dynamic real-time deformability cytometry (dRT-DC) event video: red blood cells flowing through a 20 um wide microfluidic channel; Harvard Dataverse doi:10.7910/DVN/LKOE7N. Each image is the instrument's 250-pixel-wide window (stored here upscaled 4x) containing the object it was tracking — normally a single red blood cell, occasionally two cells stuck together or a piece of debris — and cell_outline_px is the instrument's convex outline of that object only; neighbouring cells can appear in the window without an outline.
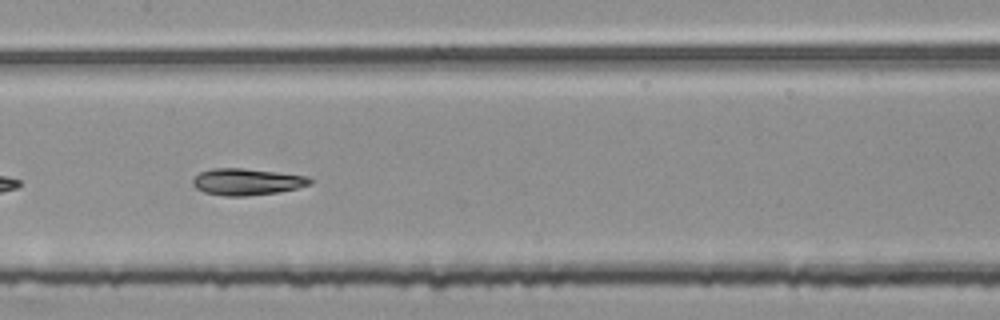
{"species": "common noctule bat (a hibernating species)", "species_latin": "Nyctalus noctula", "temperature_condition": "room temperature", "stored_images_in_passage": 36, "camera_frame_rate_fps": 3000, "um_per_image_px": 0.085, "animal": {"sex": "female", "body_mass_g": 25.1}, "frame": {"image": 1, "passage_image": 11, "time_ms": 3.333, "image_size_px": [1000, 320], "cell_outline_px": [[312, 184], [296, 188], [276, 192], [244, 196], [224, 196], [204, 192], [196, 188], [192, 184], [192, 180], [200, 172], [212, 168], [240, 168], [276, 172], [308, 176], [312, 180]], "centroid_in_image_um": [20.96, 15.45], "position_along_channel_um": 186.4, "area_um2": 18.03}}
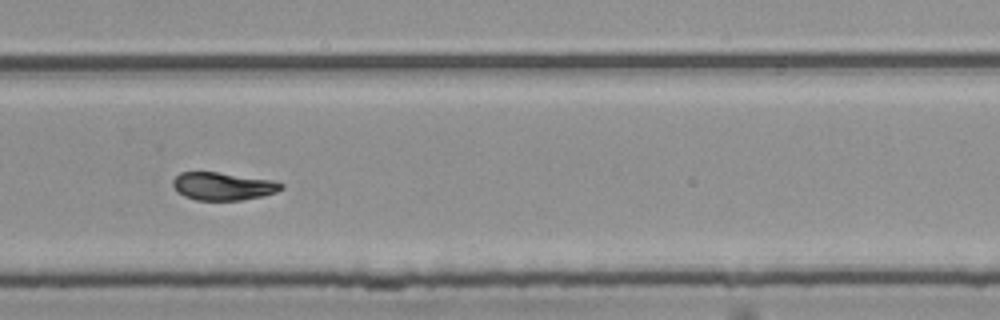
{"frame": {"image": 2, "passage_image": 21, "time_ms": 6.667, "image_size_px": [1000, 320], "cell_outline_px": [[284, 188], [276, 192], [264, 196], [244, 200], [196, 200], [184, 196], [172, 184], [172, 180], [180, 172], [216, 172], [272, 180], [284, 184]], "centroid_in_image_um": [18.98, 15.83], "position_along_channel_um": 310.8, "area_um2": 17.51}, "authors_computed_cell_mechanics": {"area_um2": 18.207, "velocity_mm_per_s": 3.7544, "shape_relaxation_time_tau1_ms": 5.0081, "shape_relaxation_time_tau2_ms": 5.7378, "deformation_change_tau1": 0.2257, "deformation_change_tau2": 0.0743}}